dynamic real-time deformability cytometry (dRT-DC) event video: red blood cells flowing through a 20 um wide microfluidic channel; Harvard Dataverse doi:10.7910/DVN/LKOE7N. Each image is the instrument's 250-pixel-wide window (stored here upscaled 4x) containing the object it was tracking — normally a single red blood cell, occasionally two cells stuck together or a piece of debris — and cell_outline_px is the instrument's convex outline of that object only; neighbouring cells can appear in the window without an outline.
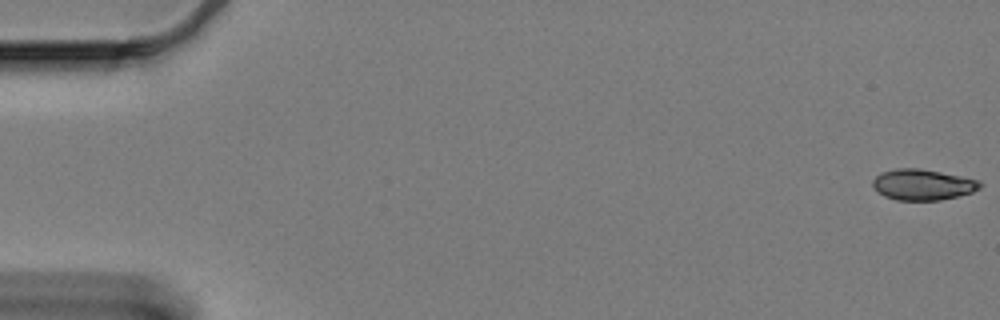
{"species": "Egyptian fruit bat (a non-hibernating species)", "species_latin": "Rousettus aegyptiacus", "temperature_condition": "cold", "stored_images_in_passage": 6, "camera_frame_rate_fps": 3000, "um_per_image_px": 0.085, "animal": {"sex": "female"}, "frame": {"image": 1, "passage_image": 1, "time_ms": 0.0, "image_size_px": [1000, 320], "cell_outline_px": [[984, 184], [980, 188], [972, 192], [940, 200], [896, 200], [884, 196], [872, 184], [872, 180], [880, 172], [896, 168], [916, 168], [940, 172], [980, 180]], "centroid_in_image_um": [78.44, 15.69], "position_along_channel_um": 6.6, "area_um2": 19.19}}